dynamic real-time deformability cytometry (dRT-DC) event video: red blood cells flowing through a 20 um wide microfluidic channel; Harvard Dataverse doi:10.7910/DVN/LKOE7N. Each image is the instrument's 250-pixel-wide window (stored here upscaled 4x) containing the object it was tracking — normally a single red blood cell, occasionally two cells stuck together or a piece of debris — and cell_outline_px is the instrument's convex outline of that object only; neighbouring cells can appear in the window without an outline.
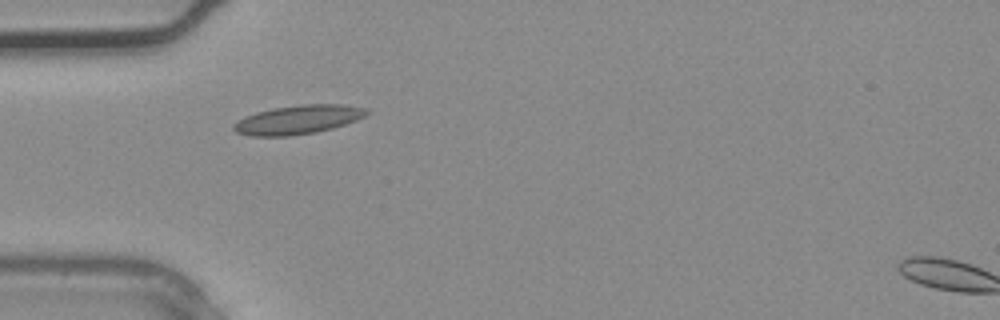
{"species": "common noctule bat (a hibernating species)", "species_latin": "Nyctalus noctula", "temperature_condition": "warm", "stored_images_in_passage": 4, "camera_frame_rate_fps": 3000, "um_per_image_px": 0.085, "animal": {"sex": "male", "body_mass_g": 20.4}, "frame": {"image": 1, "passage_image": 3, "time_ms": 0.667, "image_size_px": [1000, 320], "cell_outline_px": [[372, 112], [356, 120], [332, 128], [316, 132], [292, 136], [248, 136], [236, 132], [232, 128], [232, 124], [244, 116], [256, 112], [276, 108], [300, 104], [344, 104], [368, 108]], "centroid_in_image_um": [25.34, 10.17], "position_along_channel_um": 59.7, "area_um2": 22.6}}